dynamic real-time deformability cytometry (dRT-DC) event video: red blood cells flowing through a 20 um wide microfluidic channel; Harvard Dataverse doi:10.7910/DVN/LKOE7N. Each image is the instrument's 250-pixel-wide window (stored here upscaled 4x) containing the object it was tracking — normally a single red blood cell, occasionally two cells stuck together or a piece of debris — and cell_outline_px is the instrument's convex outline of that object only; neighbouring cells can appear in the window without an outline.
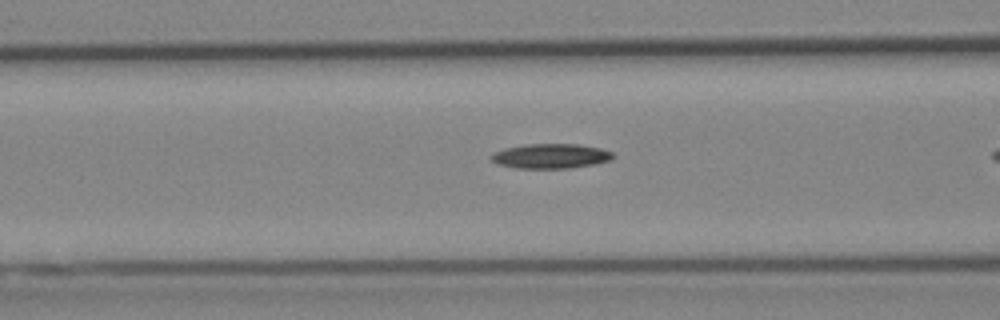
{"species": "Egyptian fruit bat (a non-hibernating species)", "species_latin": "Rousettus aegyptiacus", "temperature_condition": "cold", "stored_images_in_passage": 33, "camera_frame_rate_fps": 3000, "um_per_image_px": 0.085, "animal": {"sex": "female"}, "frame": {"image": 1, "passage_image": 12, "time_ms": 3.667, "image_size_px": [1000, 320], "cell_outline_px": [[616, 156], [612, 160], [592, 164], [568, 168], [516, 168], [496, 164], [488, 156], [492, 152], [504, 148], [524, 144], [576, 144], [600, 148], [612, 152]], "centroid_in_image_um": [46.76, 13.26], "position_along_channel_um": 119.8, "area_um2": 17.69}}
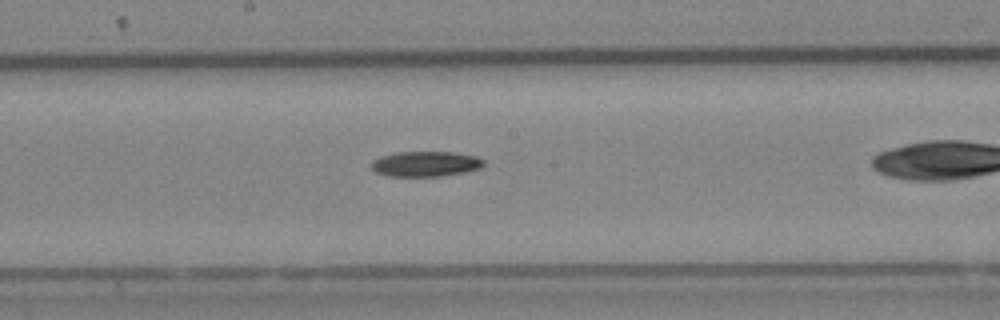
{"frame": {"image": 2, "passage_image": 19, "time_ms": 6.0, "image_size_px": [1000, 320], "cell_outline_px": [[484, 164], [480, 168], [464, 172], [440, 176], [388, 176], [376, 172], [372, 168], [372, 160], [380, 156], [396, 152], [452, 152], [476, 156], [484, 160]], "centroid_in_image_um": [36.16, 13.92], "position_along_channel_um": 212.0, "area_um2": 16.47}}
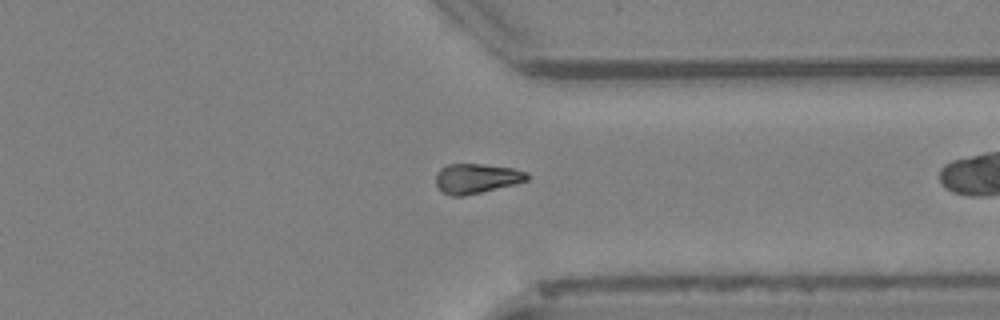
{"frame": {"image": 3, "passage_image": 31, "time_ms": 10.0, "image_size_px": [1000, 320], "cell_outline_px": [[528, 180], [516, 184], [464, 196], [452, 196], [444, 192], [436, 184], [436, 172], [440, 168], [448, 164], [484, 164], [512, 168], [528, 172]], "centroid_in_image_um": [40.51, 15.16], "position_along_channel_um": 370.9, "area_um2": 15.84}}